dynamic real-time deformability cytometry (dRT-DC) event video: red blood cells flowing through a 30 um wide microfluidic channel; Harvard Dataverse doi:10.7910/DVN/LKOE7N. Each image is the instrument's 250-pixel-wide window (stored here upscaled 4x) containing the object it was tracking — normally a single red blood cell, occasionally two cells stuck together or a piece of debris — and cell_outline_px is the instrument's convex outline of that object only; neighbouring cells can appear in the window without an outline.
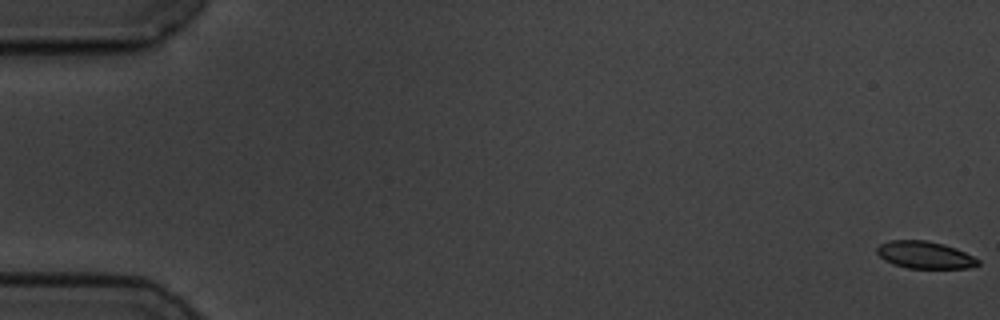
{"species": "common noctule bat (a hibernating species)", "species_latin": "Nyctalus noctula", "temperature_condition": "cold", "stored_images_in_passage": 60, "camera_frame_rate_fps": 3000, "um_per_image_px": 0.085, "animal": {"sex": "male", "body_mass_g": 19.5, "forearm_length_mm": 54.6}, "frame": {"image": 1, "passage_image": 1, "time_ms": 0.0, "image_size_px": [1000, 320], "cell_outline_px": [[980, 264], [968, 268], [908, 268], [892, 264], [884, 260], [876, 252], [876, 248], [880, 244], [888, 240], [928, 240], [944, 244], [956, 248], [980, 260]], "centroid_in_image_um": [78.59, 21.66], "position_along_channel_um": 6.4, "area_um2": 16.13}}
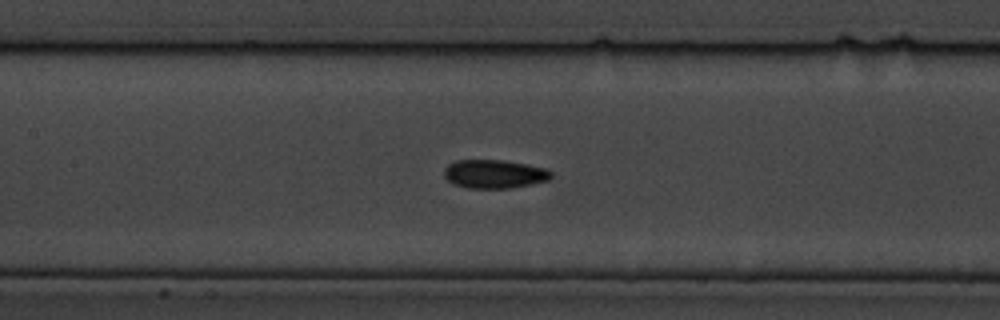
{"frame": {"image": 2, "passage_image": 28, "time_ms": 9.0, "image_size_px": [1000, 320], "cell_outline_px": [[552, 176], [548, 180], [532, 184], [508, 188], [468, 188], [452, 184], [444, 176], [444, 168], [448, 164], [456, 160], [500, 160], [524, 164], [544, 168], [552, 172]], "centroid_in_image_um": [41.98, 14.79], "position_along_channel_um": 165.4, "area_um2": 17.74}}
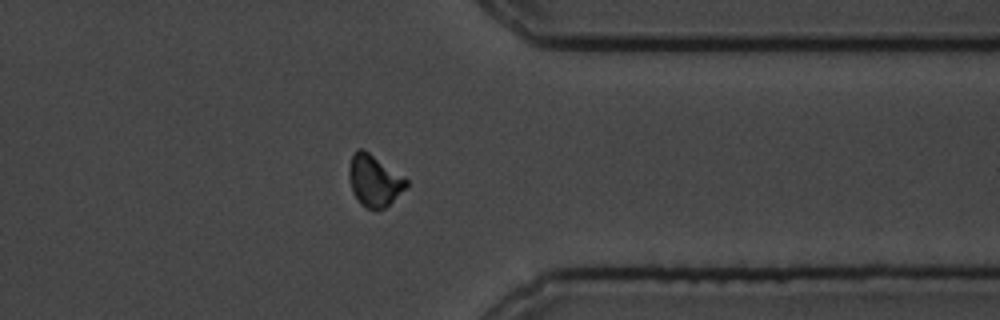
{"frame": {"image": 3, "passage_image": 47, "time_ms": 15.333, "image_size_px": [1000, 320], "cell_outline_px": [[408, 184], [384, 208], [376, 212], [364, 208], [360, 204], [352, 192], [348, 176], [348, 168], [352, 156], [356, 148], [364, 148], [408, 180]], "centroid_in_image_um": [31.75, 15.36], "position_along_channel_um": 379.6, "area_um2": 17.28}, "authors_computed_cell_mechanics": {"area_um2": 17.1666, "velocity_mm_per_s": 3.4773, "shape_relaxation_time_tau1_ms": 2.5769, "shape_relaxation_time_tau2_ms": 2.2186, "deformation_change_tau1": 0.0973, "deformation_change_tau2": 0.0664}}